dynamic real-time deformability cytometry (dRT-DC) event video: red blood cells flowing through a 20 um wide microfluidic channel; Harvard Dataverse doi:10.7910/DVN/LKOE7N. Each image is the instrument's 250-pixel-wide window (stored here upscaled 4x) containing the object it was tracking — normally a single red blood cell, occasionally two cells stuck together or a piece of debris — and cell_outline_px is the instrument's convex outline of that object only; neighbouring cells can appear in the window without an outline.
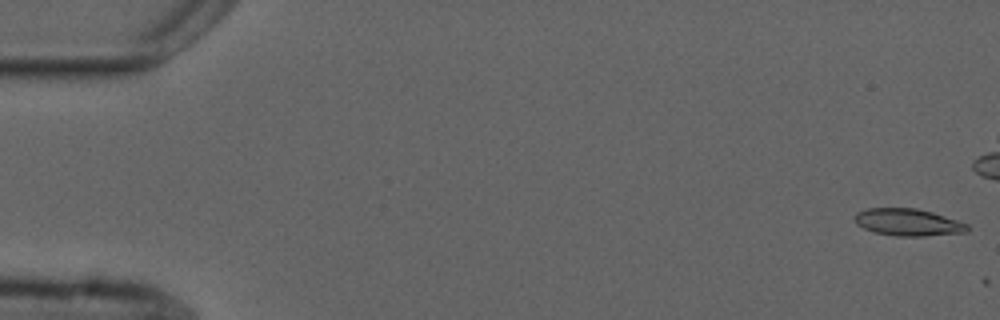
{"species": "common noctule bat (a hibernating species)", "species_latin": "Nyctalus noctula", "temperature_condition": "cold", "stored_images_in_passage": 2, "camera_frame_rate_fps": 3000, "um_per_image_px": 0.085, "animal": {"sex": "male", "forearm_length_mm": 52.5}, "frame": {"image": 1, "passage_image": 1, "time_ms": 0.0, "image_size_px": [1000, 320], "cell_outline_px": [[968, 232], [924, 236], [896, 236], [872, 232], [856, 224], [852, 216], [856, 212], [868, 208], [916, 208], [932, 212], [968, 224]], "centroid_in_image_um": [77.13, 18.89], "position_along_channel_um": 7.9, "area_um2": 17.92}}